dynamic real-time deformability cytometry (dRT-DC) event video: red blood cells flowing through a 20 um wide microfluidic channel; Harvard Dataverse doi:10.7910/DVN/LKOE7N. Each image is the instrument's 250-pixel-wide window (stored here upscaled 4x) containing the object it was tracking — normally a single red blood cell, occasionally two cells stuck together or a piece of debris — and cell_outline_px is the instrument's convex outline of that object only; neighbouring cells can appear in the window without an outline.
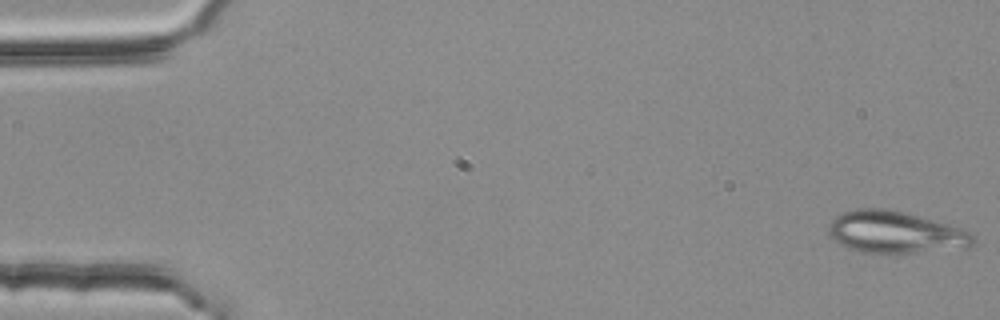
{"species": "common noctule bat (a hibernating species)", "species_latin": "Nyctalus noctula", "temperature_condition": "room temperature", "stored_images_in_passage": 4, "camera_frame_rate_fps": 3000, "um_per_image_px": 0.085, "animal": {"sex": "female", "body_mass_g": 25.1}, "frame": {"image": 1, "passage_image": 1, "time_ms": 0.0, "image_size_px": [1000, 320], "cell_outline_px": [[976, 240], [968, 248], [884, 256], [860, 252], [848, 248], [840, 244], [828, 232], [828, 224], [836, 216], [844, 212], [856, 208], [884, 208], [904, 212], [948, 224], [960, 228], [976, 236]], "centroid_in_image_um": [76.11, 19.79], "position_along_channel_um": 8.9, "area_um2": 36.18}}